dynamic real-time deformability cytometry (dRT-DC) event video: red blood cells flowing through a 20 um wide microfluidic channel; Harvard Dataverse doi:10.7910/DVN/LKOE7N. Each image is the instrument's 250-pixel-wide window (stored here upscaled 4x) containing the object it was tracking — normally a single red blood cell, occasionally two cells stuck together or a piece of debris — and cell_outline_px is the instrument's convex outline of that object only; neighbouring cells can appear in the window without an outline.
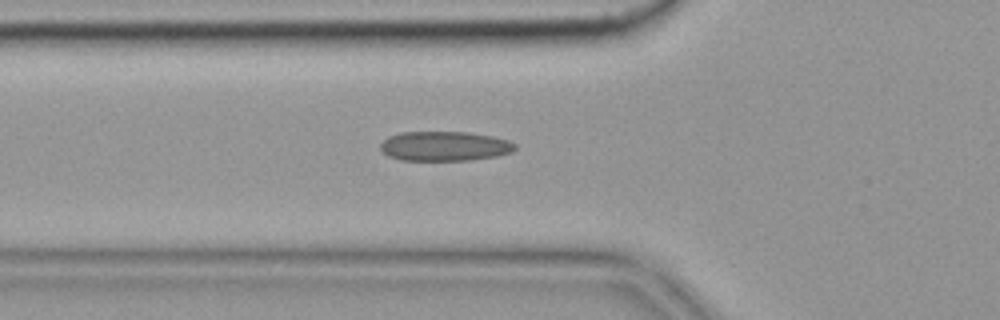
{"species": "common noctule bat (a hibernating species)", "species_latin": "Nyctalus noctula", "temperature_condition": "cold", "stored_images_in_passage": 43, "camera_frame_rate_fps": 3000, "um_per_image_px": 0.085, "animal": {"sex": "female", "body_mass_g": 19.9}, "frame": {"image": 1, "passage_image": 7, "time_ms": 2.0, "image_size_px": [1000, 320], "cell_outline_px": [[516, 148], [512, 152], [496, 156], [468, 160], [400, 160], [388, 156], [380, 148], [380, 144], [388, 136], [400, 132], [468, 132], [492, 136], [508, 140], [516, 144]], "centroid_in_image_um": [37.78, 12.42], "position_along_channel_um": 88.0, "area_um2": 23.24}, "authors_computed_cell_mechanics": {"area_um2": 22.3108, "velocity_mm_per_s": 3.6541, "shape_relaxation_time_tau1_ms": null, "shape_relaxation_time_tau2_ms": 2.4586, "deformation_change_tau1": null, "deformation_change_tau2": 0.1192}}